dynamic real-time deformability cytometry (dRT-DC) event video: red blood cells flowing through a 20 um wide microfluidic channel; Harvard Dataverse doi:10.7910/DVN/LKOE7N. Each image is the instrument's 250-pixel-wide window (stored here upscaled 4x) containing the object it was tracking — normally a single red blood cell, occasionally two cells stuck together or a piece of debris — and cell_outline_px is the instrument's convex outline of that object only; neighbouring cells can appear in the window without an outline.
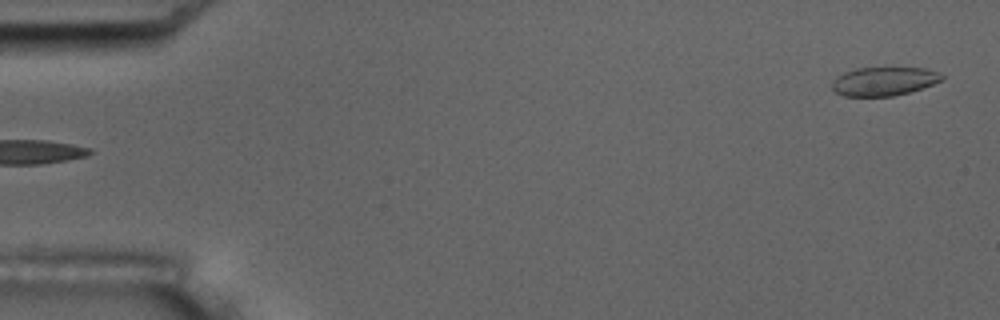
{"species": "common noctule bat (a hibernating species)", "species_latin": "Nyctalus noctula", "temperature_condition": "room temperature", "stored_images_in_passage": 6, "camera_frame_rate_fps": 3000, "um_per_image_px": 0.085, "animal": {"sex": "male", "body_mass_g": 17.5, "forearm_length_mm": 52.3}, "frame": {"image": 1, "passage_image": 1, "time_ms": 0.0, "image_size_px": [1000, 320], "cell_outline_px": [[944, 80], [908, 92], [892, 96], [844, 96], [836, 92], [832, 88], [832, 80], [836, 76], [844, 72], [856, 68], [924, 68], [940, 72], [944, 76]], "centroid_in_image_um": [75.12, 6.9], "position_along_channel_um": 9.9, "area_um2": 18.32}}
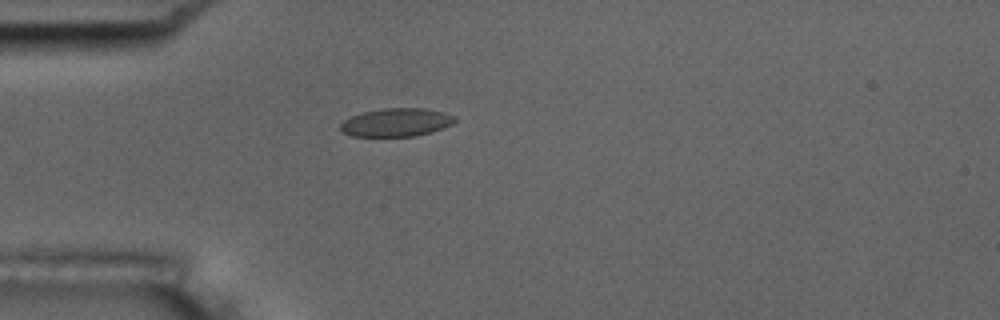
{"frame": {"image": 2, "passage_image": 5, "time_ms": 4.667, "image_size_px": [1000, 320], "cell_outline_px": [[456, 120], [452, 124], [444, 128], [432, 132], [416, 136], [352, 136], [344, 132], [340, 128], [340, 124], [344, 120], [352, 116], [364, 112], [384, 108], [424, 108], [444, 112], [456, 116]], "centroid_in_image_um": [33.73, 10.4], "position_along_channel_um": 51.3, "area_um2": 18.84}}